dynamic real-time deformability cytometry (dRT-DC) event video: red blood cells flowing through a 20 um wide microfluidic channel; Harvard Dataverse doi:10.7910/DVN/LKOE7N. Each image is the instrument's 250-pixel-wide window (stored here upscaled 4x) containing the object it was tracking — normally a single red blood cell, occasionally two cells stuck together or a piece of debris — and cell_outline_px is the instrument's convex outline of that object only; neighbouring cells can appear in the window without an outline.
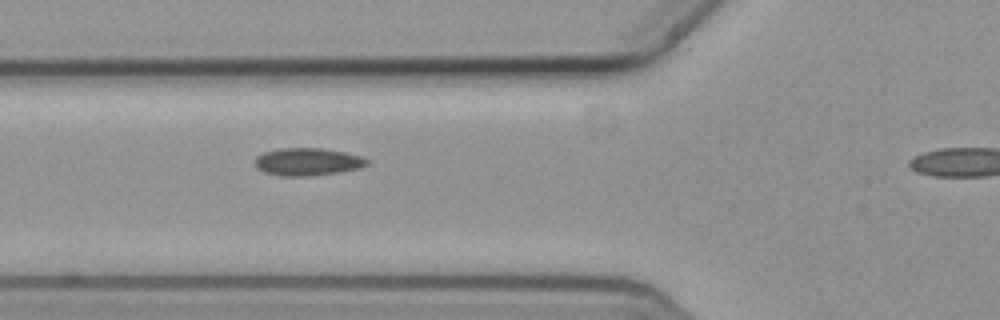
{"species": "common noctule bat (a hibernating species)", "species_latin": "Nyctalus noctula", "temperature_condition": "cold", "stored_images_in_passage": 4, "segment_of_instrument_passage": [1, 2], "camera_frame_rate_fps": 3000, "um_per_image_px": 0.085, "animal": {"sex": "female", "body_mass_g": 19.3, "forearm_length_mm": 54.1}, "frame": {"image": 1, "passage_image": 3, "time_ms": 0.667, "image_size_px": [1000, 320], "cell_outline_px": [[368, 164], [360, 168], [340, 172], [308, 176], [280, 176], [264, 172], [256, 168], [252, 164], [256, 156], [264, 152], [280, 148], [324, 148], [344, 152], [360, 156], [368, 160]], "centroid_in_image_um": [26.09, 13.75], "position_along_channel_um": 99.7, "area_um2": 18.21}}